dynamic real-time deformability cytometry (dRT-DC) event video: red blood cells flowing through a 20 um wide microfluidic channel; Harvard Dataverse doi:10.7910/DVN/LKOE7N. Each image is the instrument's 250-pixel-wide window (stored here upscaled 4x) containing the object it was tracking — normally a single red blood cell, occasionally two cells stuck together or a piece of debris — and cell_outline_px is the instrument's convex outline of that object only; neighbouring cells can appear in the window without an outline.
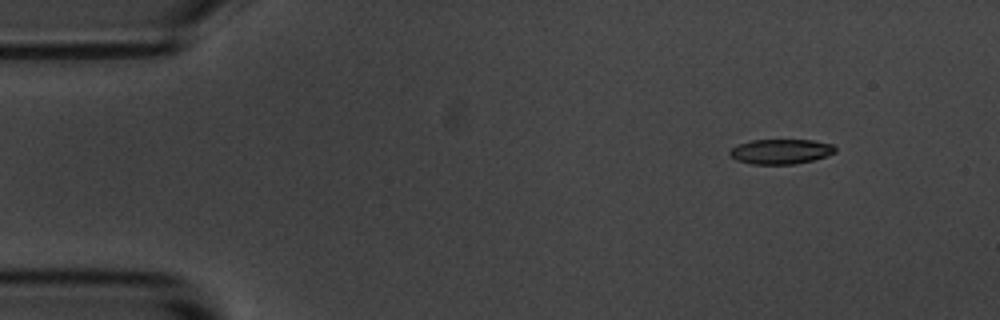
{"species": "common noctule bat (a hibernating species)", "species_latin": "Nyctalus noctula", "temperature_condition": "room temperature", "stored_images_in_passage": 6, "camera_frame_rate_fps": 3000, "um_per_image_px": 0.085, "animal": {"sex": "male", "body_mass_g": 20.1, "forearm_length_mm": 53.5}, "frame": {"image": 1, "passage_image": 2, "time_ms": 1.333, "image_size_px": [1000, 320], "cell_outline_px": [[836, 152], [812, 160], [796, 164], [752, 164], [736, 160], [728, 152], [732, 148], [740, 144], [752, 140], [812, 140], [832, 144], [836, 148]], "centroid_in_image_um": [66.37, 12.88], "position_along_channel_um": 18.6, "area_um2": 15.14}}
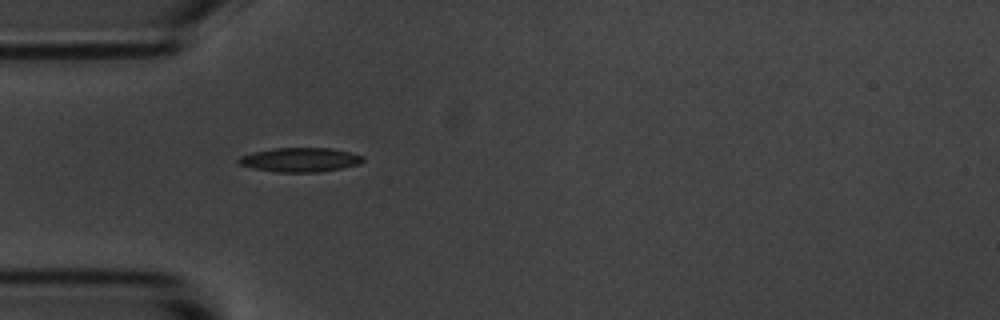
{"frame": {"image": 2, "passage_image": 5, "time_ms": 4.667, "image_size_px": [1000, 320], "cell_outline_px": [[364, 160], [360, 164], [320, 172], [276, 172], [252, 168], [240, 164], [236, 160], [240, 156], [252, 152], [276, 148], [332, 148], [364, 156]], "centroid_in_image_um": [25.5, 13.58], "position_along_channel_um": 59.5, "area_um2": 17.51}}